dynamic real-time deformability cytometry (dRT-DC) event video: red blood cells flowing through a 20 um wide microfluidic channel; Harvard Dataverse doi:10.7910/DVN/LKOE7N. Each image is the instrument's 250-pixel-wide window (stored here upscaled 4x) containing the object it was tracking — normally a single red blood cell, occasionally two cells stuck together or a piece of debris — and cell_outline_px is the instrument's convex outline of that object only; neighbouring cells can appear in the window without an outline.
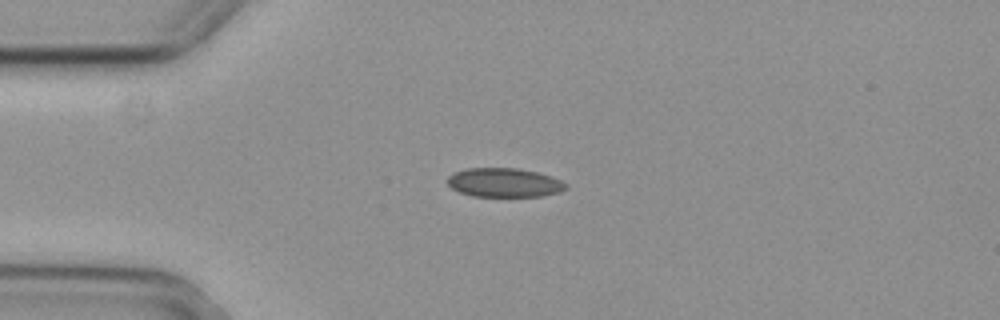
{"species": "common noctule bat (a hibernating species)", "species_latin": "Nyctalus noctula", "temperature_condition": "cold", "stored_images_in_passage": 2, "camera_frame_rate_fps": 3000, "um_per_image_px": 0.085, "animal": {"sex": "female", "body_mass_g": 29.2, "forearm_length_mm": 56.3}, "frame": {"image": 1, "passage_image": 1, "time_ms": 0.0, "image_size_px": [1000, 320], "cell_outline_px": [[568, 188], [560, 192], [540, 196], [472, 196], [460, 192], [452, 188], [448, 184], [448, 176], [464, 168], [520, 168], [536, 172], [560, 180], [568, 184]], "centroid_in_image_um": [42.87, 15.52], "position_along_channel_um": 42.1, "area_um2": 19.94}}